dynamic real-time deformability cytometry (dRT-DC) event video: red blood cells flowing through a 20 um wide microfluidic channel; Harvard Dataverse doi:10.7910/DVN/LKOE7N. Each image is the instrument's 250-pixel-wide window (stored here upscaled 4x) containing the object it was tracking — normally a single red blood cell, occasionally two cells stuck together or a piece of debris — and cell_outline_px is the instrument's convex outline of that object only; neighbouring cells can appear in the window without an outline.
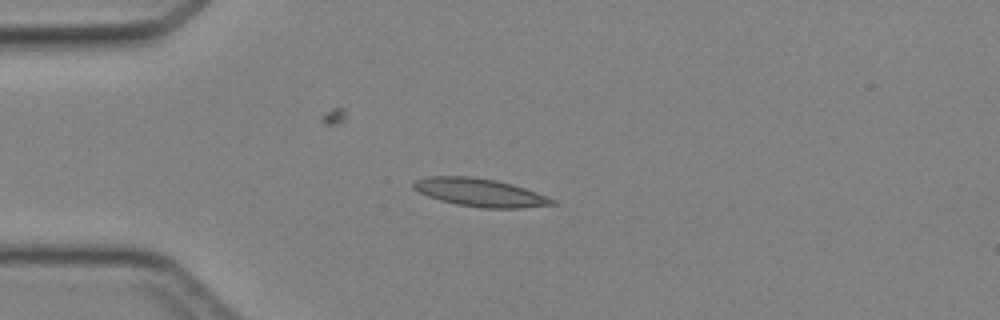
{"species": "Egyptian fruit bat (a non-hibernating species)", "species_latin": "Rousettus aegyptiacus", "temperature_condition": "cold", "stored_images_in_passage": 45, "camera_frame_rate_fps": 3000, "um_per_image_px": 0.085, "animal": {"sex": "female"}, "frame": {"image": 1, "passage_image": 11, "time_ms": 3.333, "image_size_px": [1000, 320], "cell_outline_px": [[556, 204], [520, 208], [484, 208], [456, 204], [440, 200], [428, 196], [412, 188], [412, 184], [416, 180], [428, 176], [468, 176], [496, 180], [512, 184], [536, 192], [556, 200]], "centroid_in_image_um": [40.78, 16.36], "position_along_channel_um": 44.2, "area_um2": 22.54}}
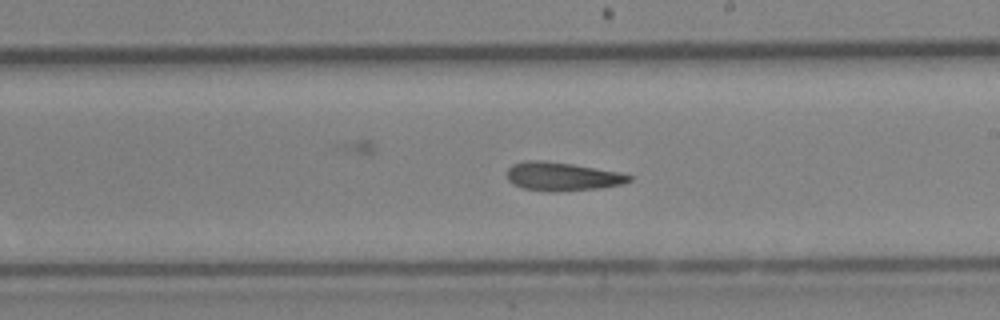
{"frame": {"image": 2, "passage_image": 26, "time_ms": 8.333, "image_size_px": [1000, 320], "cell_outline_px": [[632, 180], [624, 184], [600, 188], [548, 192], [524, 188], [512, 184], [508, 180], [508, 168], [512, 164], [524, 160], [540, 160], [572, 164], [620, 172], [632, 176]], "centroid_in_image_um": [47.79, 15.0], "position_along_channel_um": 241.2, "area_um2": 20.35}}
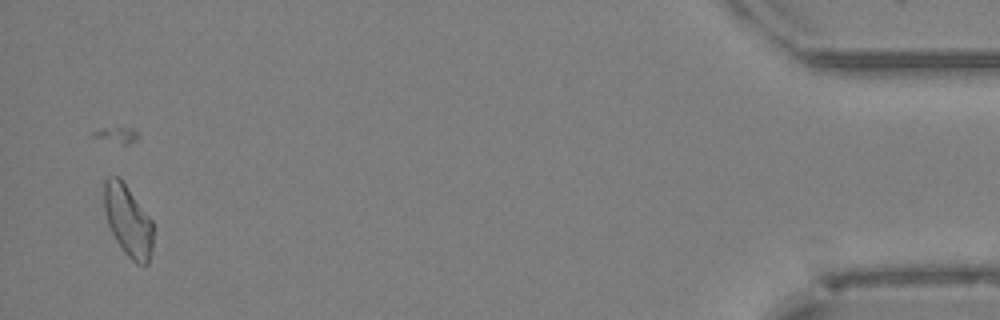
{"frame": {"image": 3, "passage_image": 44, "time_ms": 14.333, "image_size_px": [1000, 320], "cell_outline_px": [[152, 248], [148, 264], [136, 264], [124, 252], [116, 240], [108, 224], [104, 208], [104, 180], [108, 176], [120, 176], [152, 220]], "centroid_in_image_um": [10.87, 18.73], "position_along_channel_um": 424.3, "area_um2": 20.35}}